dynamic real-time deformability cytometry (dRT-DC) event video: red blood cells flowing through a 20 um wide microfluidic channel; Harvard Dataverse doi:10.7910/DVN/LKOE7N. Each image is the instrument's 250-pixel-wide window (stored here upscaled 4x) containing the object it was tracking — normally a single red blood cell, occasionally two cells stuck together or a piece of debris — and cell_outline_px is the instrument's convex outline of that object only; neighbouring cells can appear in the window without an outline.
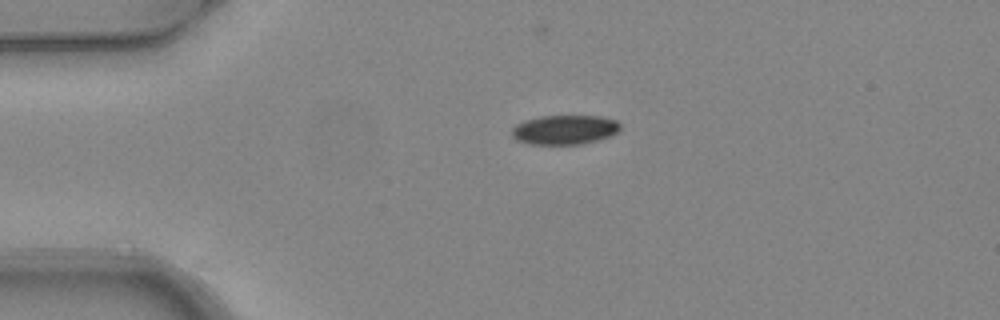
{"species": "common noctule bat (a hibernating species)", "species_latin": "Nyctalus noctula", "temperature_condition": "warm", "stored_images_in_passage": 2, "camera_frame_rate_fps": 3000, "um_per_image_px": 0.085, "animal": {"sex": "female", "body_mass_g": 24.6, "forearm_length_mm": 56.2}, "frame": {"image": 1, "passage_image": 2, "time_ms": 0.333, "image_size_px": [1000, 320], "cell_outline_px": [[620, 128], [612, 136], [580, 144], [528, 144], [516, 140], [512, 136], [512, 128], [516, 124], [524, 120], [540, 116], [600, 116], [616, 120], [620, 124]], "centroid_in_image_um": [47.97, 11.02], "position_along_channel_um": 37.0, "area_um2": 18.61}}